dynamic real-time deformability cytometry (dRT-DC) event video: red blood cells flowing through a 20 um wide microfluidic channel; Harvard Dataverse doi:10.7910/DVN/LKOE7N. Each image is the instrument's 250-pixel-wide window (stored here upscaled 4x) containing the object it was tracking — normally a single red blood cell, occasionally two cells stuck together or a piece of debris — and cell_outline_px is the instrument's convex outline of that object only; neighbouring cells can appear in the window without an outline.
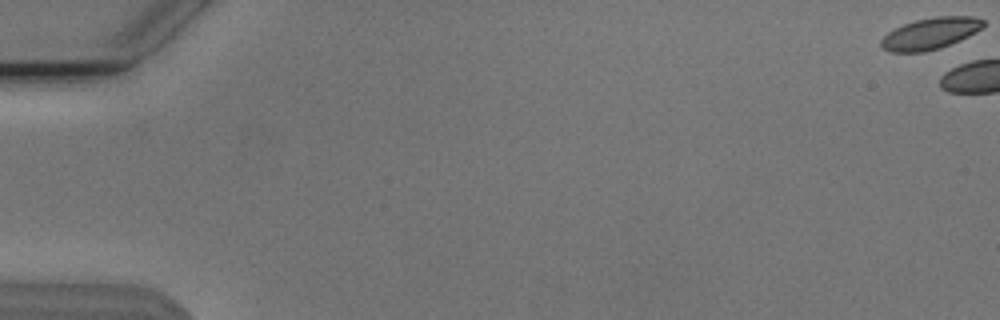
{"species": "Egyptian fruit bat (a non-hibernating species)", "species_latin": "Rousettus aegyptiacus", "temperature_condition": "cold", "stored_images_in_passage": 9, "camera_frame_rate_fps": 3000, "um_per_image_px": 0.085, "animal": {"sex": "male"}, "frame": {"image": 1, "passage_image": 1, "time_ms": 0.0, "image_size_px": [1000, 320], "cell_outline_px": [[984, 28], [960, 40], [940, 48], [924, 52], [888, 52], [880, 44], [880, 40], [888, 32], [904, 24], [916, 20], [936, 16], [972, 16], [984, 20]], "centroid_in_image_um": [79.09, 2.85], "position_along_channel_um": 5.9, "area_um2": 18.79}}